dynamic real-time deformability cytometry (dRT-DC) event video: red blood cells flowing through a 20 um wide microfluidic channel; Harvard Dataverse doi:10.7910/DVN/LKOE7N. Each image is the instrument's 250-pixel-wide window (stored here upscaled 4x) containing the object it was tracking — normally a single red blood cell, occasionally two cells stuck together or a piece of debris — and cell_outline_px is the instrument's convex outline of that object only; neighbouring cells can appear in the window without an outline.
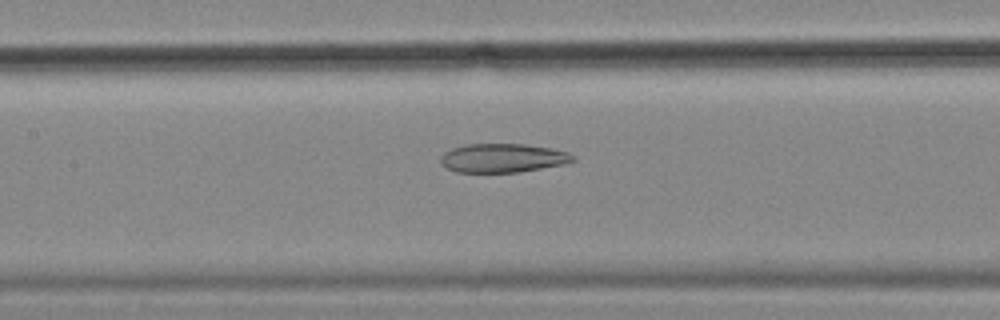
{"species": "common noctule bat (a hibernating species)", "species_latin": "Nyctalus noctula", "temperature_condition": "cold", "stored_images_in_passage": 56, "camera_frame_rate_fps": 3000, "um_per_image_px": 0.085, "animal": {"sex": "female", "body_mass_g": 18.4}, "frame": {"image": 1, "passage_image": 26, "time_ms": 8.333, "image_size_px": [1000, 320], "cell_outline_px": [[576, 160], [564, 164], [520, 172], [456, 172], [448, 168], [440, 160], [440, 156], [444, 152], [452, 148], [464, 144], [524, 144], [552, 148], [568, 152], [576, 156]], "centroid_in_image_um": [42.77, 13.42], "position_along_channel_um": 164.6, "area_um2": 22.31}}
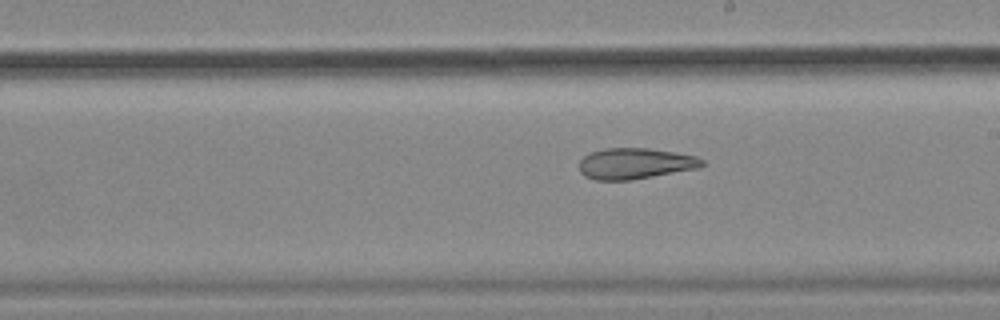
{"frame": {"image": 2, "passage_image": 32, "time_ms": 10.333, "image_size_px": [1000, 320], "cell_outline_px": [[708, 164], [700, 168], [632, 180], [596, 180], [584, 176], [580, 172], [580, 160], [584, 156], [592, 152], [604, 148], [648, 148], [676, 152], [696, 156], [704, 160]], "centroid_in_image_um": [54.04, 13.9], "position_along_channel_um": 235.0, "area_um2": 22.43}}
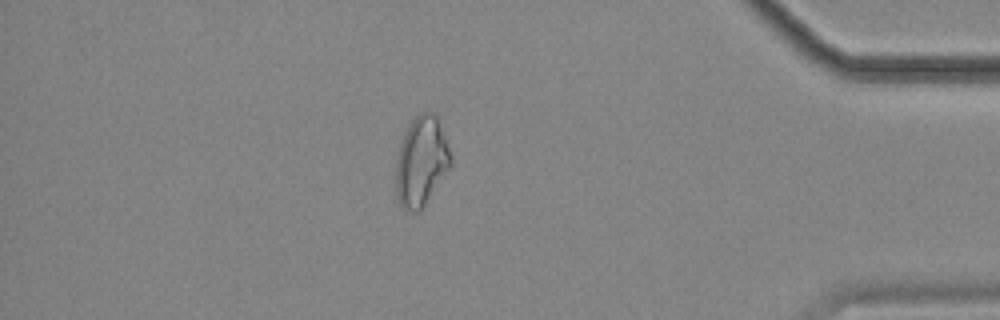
{"frame": {"image": 3, "passage_image": 49, "time_ms": 16.0, "image_size_px": [1000, 320], "cell_outline_px": [[452, 164], [424, 204], [416, 212], [412, 212], [400, 208], [396, 200], [396, 156], [400, 140], [408, 124], [416, 116], [424, 112], [436, 112], [448, 144], [452, 156]], "centroid_in_image_um": [35.78, 13.69], "position_along_channel_um": 399.4, "area_um2": 28.9}, "authors_computed_cell_mechanics": {"area_um2": 27.7151, "velocity_mm_per_s": 3.5394, "shape_relaxation_time_tau1_ms": null, "shape_relaxation_time_tau2_ms": 5.9889, "deformation_change_tau1": null, "deformation_change_tau2": 0.154}}